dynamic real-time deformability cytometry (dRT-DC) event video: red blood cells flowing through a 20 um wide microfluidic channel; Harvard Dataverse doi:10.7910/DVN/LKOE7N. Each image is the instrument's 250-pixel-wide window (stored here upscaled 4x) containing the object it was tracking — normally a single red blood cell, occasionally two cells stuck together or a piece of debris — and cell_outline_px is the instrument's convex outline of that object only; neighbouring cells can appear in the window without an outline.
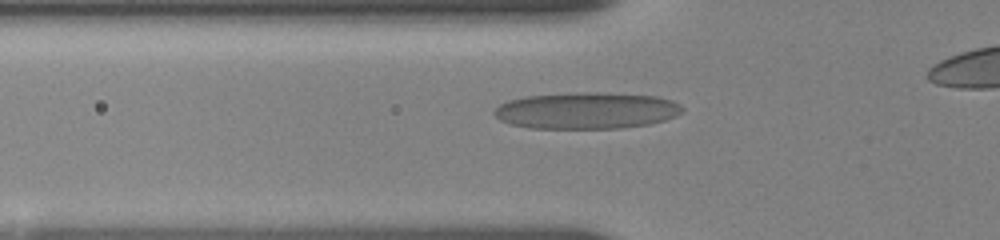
{"species": "human", "species_latin": "Homo sapiens", "temperature_condition": "room temperature", "stored_images_in_passage": 37, "camera_frame_rate_fps": 3000, "um_per_image_px": 0.085, "donor": {"sex": "female"}, "frame": {"image": 1, "passage_image": 12, "time_ms": 5.667, "image_size_px": [1000, 240], "cell_outline_px": [[684, 108], [676, 116], [664, 120], [648, 124], [620, 128], [528, 128], [508, 124], [500, 120], [492, 112], [500, 104], [508, 100], [528, 96], [584, 92], [596, 92], [656, 96], [672, 100], [680, 104]], "centroid_in_image_um": [49.84, 9.4], "position_along_channel_um": 76.0, "area_um2": 40.0}}
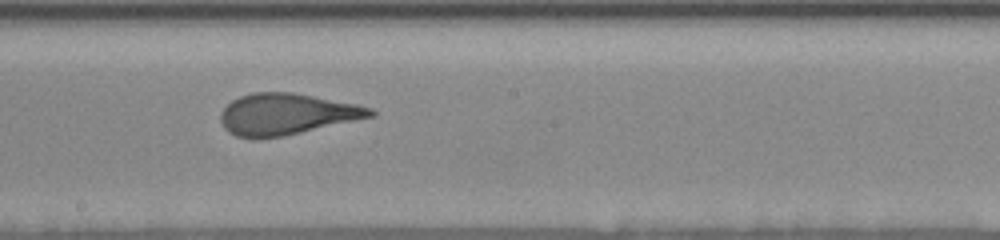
{"frame": {"image": 2, "passage_image": 22, "time_ms": 9.667, "image_size_px": [1000, 240], "cell_outline_px": [[376, 112], [372, 116], [280, 136], [236, 136], [228, 132], [224, 128], [220, 120], [220, 112], [232, 100], [240, 96], [252, 92], [292, 92], [356, 104], [372, 108]], "centroid_in_image_um": [24.31, 9.66], "position_along_channel_um": 223.9, "area_um2": 35.03}}
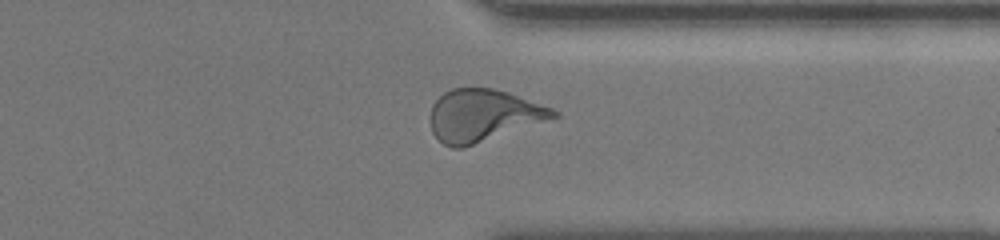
{"frame": {"image": 3, "passage_image": 32, "time_ms": 13.667, "image_size_px": [1000, 240], "cell_outline_px": [[560, 116], [464, 148], [452, 148], [444, 144], [432, 132], [432, 104], [444, 92], [452, 88], [492, 88], [508, 92], [552, 108], [560, 112]], "centroid_in_image_um": [41.09, 9.81], "position_along_channel_um": 370.3, "area_um2": 37.11}}